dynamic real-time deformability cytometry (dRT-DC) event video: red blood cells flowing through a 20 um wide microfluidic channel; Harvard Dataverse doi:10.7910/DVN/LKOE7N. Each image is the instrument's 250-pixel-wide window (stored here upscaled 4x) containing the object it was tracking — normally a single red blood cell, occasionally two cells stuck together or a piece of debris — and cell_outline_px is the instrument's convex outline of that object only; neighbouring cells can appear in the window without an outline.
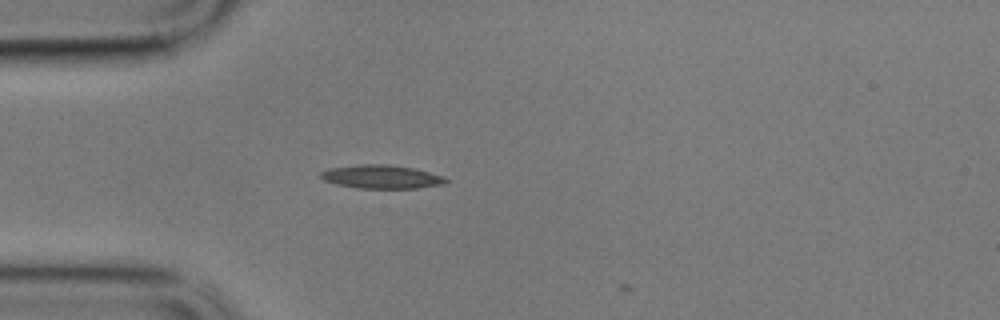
{"species": "common noctule bat (a hibernating species)", "species_latin": "Nyctalus noctula", "temperature_condition": "cold", "stored_images_in_passage": 3, "camera_frame_rate_fps": 3000, "um_per_image_px": 0.085, "animal": {"sex": "male", "body_mass_g": 17.9}, "frame": {"image": 1, "passage_image": 1, "time_ms": 0.0, "image_size_px": [1000, 320], "cell_outline_px": [[448, 184], [416, 188], [356, 188], [336, 184], [324, 180], [320, 176], [320, 172], [328, 168], [360, 164], [388, 164], [412, 168], [444, 176], [448, 180]], "centroid_in_image_um": [32.43, 15.03], "position_along_channel_um": 52.6, "area_um2": 17.22}}